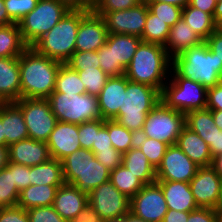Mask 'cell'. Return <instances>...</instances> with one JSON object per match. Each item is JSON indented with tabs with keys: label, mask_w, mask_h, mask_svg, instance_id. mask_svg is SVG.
Here are the masks:
<instances>
[{
	"label": "cell",
	"mask_w": 222,
	"mask_h": 222,
	"mask_svg": "<svg viewBox=\"0 0 222 222\" xmlns=\"http://www.w3.org/2000/svg\"><path fill=\"white\" fill-rule=\"evenodd\" d=\"M62 64L28 46L19 56L21 99H47L54 91L56 76Z\"/></svg>",
	"instance_id": "6da1fadb"
},
{
	"label": "cell",
	"mask_w": 222,
	"mask_h": 222,
	"mask_svg": "<svg viewBox=\"0 0 222 222\" xmlns=\"http://www.w3.org/2000/svg\"><path fill=\"white\" fill-rule=\"evenodd\" d=\"M172 58L165 47L159 44L141 42L125 70L131 82L145 84L162 91L170 77Z\"/></svg>",
	"instance_id": "7a4b0ae2"
},
{
	"label": "cell",
	"mask_w": 222,
	"mask_h": 222,
	"mask_svg": "<svg viewBox=\"0 0 222 222\" xmlns=\"http://www.w3.org/2000/svg\"><path fill=\"white\" fill-rule=\"evenodd\" d=\"M172 69L179 76L201 83L207 89L222 81V63L205 42L174 56Z\"/></svg>",
	"instance_id": "3957f363"
},
{
	"label": "cell",
	"mask_w": 222,
	"mask_h": 222,
	"mask_svg": "<svg viewBox=\"0 0 222 222\" xmlns=\"http://www.w3.org/2000/svg\"><path fill=\"white\" fill-rule=\"evenodd\" d=\"M160 101V91L158 89L145 84L131 82L127 79L122 106L113 120L139 135L146 122L147 115Z\"/></svg>",
	"instance_id": "277c9868"
},
{
	"label": "cell",
	"mask_w": 222,
	"mask_h": 222,
	"mask_svg": "<svg viewBox=\"0 0 222 222\" xmlns=\"http://www.w3.org/2000/svg\"><path fill=\"white\" fill-rule=\"evenodd\" d=\"M88 12L70 10L31 47L38 53L65 64L75 52L76 35L80 21Z\"/></svg>",
	"instance_id": "5b68a950"
},
{
	"label": "cell",
	"mask_w": 222,
	"mask_h": 222,
	"mask_svg": "<svg viewBox=\"0 0 222 222\" xmlns=\"http://www.w3.org/2000/svg\"><path fill=\"white\" fill-rule=\"evenodd\" d=\"M61 162L65 183L87 194L110 180V171L94 157L91 150L80 148Z\"/></svg>",
	"instance_id": "8992f818"
},
{
	"label": "cell",
	"mask_w": 222,
	"mask_h": 222,
	"mask_svg": "<svg viewBox=\"0 0 222 222\" xmlns=\"http://www.w3.org/2000/svg\"><path fill=\"white\" fill-rule=\"evenodd\" d=\"M161 102L181 113L206 109L207 88L201 83L179 76L172 68L170 78L160 92Z\"/></svg>",
	"instance_id": "52a82bcc"
},
{
	"label": "cell",
	"mask_w": 222,
	"mask_h": 222,
	"mask_svg": "<svg viewBox=\"0 0 222 222\" xmlns=\"http://www.w3.org/2000/svg\"><path fill=\"white\" fill-rule=\"evenodd\" d=\"M47 99L57 121L82 124L101 118L96 96L53 91Z\"/></svg>",
	"instance_id": "ba28073f"
},
{
	"label": "cell",
	"mask_w": 222,
	"mask_h": 222,
	"mask_svg": "<svg viewBox=\"0 0 222 222\" xmlns=\"http://www.w3.org/2000/svg\"><path fill=\"white\" fill-rule=\"evenodd\" d=\"M69 11L70 9L58 0H38L36 8L18 22L24 43L32 46Z\"/></svg>",
	"instance_id": "9c48e42d"
},
{
	"label": "cell",
	"mask_w": 222,
	"mask_h": 222,
	"mask_svg": "<svg viewBox=\"0 0 222 222\" xmlns=\"http://www.w3.org/2000/svg\"><path fill=\"white\" fill-rule=\"evenodd\" d=\"M185 127V114L166 107L161 101L147 115L141 136L176 144L177 138Z\"/></svg>",
	"instance_id": "30bf717a"
},
{
	"label": "cell",
	"mask_w": 222,
	"mask_h": 222,
	"mask_svg": "<svg viewBox=\"0 0 222 222\" xmlns=\"http://www.w3.org/2000/svg\"><path fill=\"white\" fill-rule=\"evenodd\" d=\"M15 103L22 110L29 138L46 142L57 123L48 99L22 98Z\"/></svg>",
	"instance_id": "8fae6325"
},
{
	"label": "cell",
	"mask_w": 222,
	"mask_h": 222,
	"mask_svg": "<svg viewBox=\"0 0 222 222\" xmlns=\"http://www.w3.org/2000/svg\"><path fill=\"white\" fill-rule=\"evenodd\" d=\"M88 204L103 220L120 218L130 212V199L121 193L110 180L88 193Z\"/></svg>",
	"instance_id": "7c38bea8"
},
{
	"label": "cell",
	"mask_w": 222,
	"mask_h": 222,
	"mask_svg": "<svg viewBox=\"0 0 222 222\" xmlns=\"http://www.w3.org/2000/svg\"><path fill=\"white\" fill-rule=\"evenodd\" d=\"M130 212L147 222H162L168 206L161 187L156 182L145 185L130 199Z\"/></svg>",
	"instance_id": "4fadbf2b"
},
{
	"label": "cell",
	"mask_w": 222,
	"mask_h": 222,
	"mask_svg": "<svg viewBox=\"0 0 222 222\" xmlns=\"http://www.w3.org/2000/svg\"><path fill=\"white\" fill-rule=\"evenodd\" d=\"M145 0L125 10L102 12L108 34H129L141 38L148 14Z\"/></svg>",
	"instance_id": "5bb4252c"
},
{
	"label": "cell",
	"mask_w": 222,
	"mask_h": 222,
	"mask_svg": "<svg viewBox=\"0 0 222 222\" xmlns=\"http://www.w3.org/2000/svg\"><path fill=\"white\" fill-rule=\"evenodd\" d=\"M199 166L176 144L169 145L161 164L156 169V181H179L189 183Z\"/></svg>",
	"instance_id": "9a60e30c"
},
{
	"label": "cell",
	"mask_w": 222,
	"mask_h": 222,
	"mask_svg": "<svg viewBox=\"0 0 222 222\" xmlns=\"http://www.w3.org/2000/svg\"><path fill=\"white\" fill-rule=\"evenodd\" d=\"M190 189L198 207L216 209L222 192V178L211 167H199Z\"/></svg>",
	"instance_id": "2e32d148"
},
{
	"label": "cell",
	"mask_w": 222,
	"mask_h": 222,
	"mask_svg": "<svg viewBox=\"0 0 222 222\" xmlns=\"http://www.w3.org/2000/svg\"><path fill=\"white\" fill-rule=\"evenodd\" d=\"M108 31L102 16L93 10L80 21L76 35L75 51H98L105 45Z\"/></svg>",
	"instance_id": "e0dca14e"
},
{
	"label": "cell",
	"mask_w": 222,
	"mask_h": 222,
	"mask_svg": "<svg viewBox=\"0 0 222 222\" xmlns=\"http://www.w3.org/2000/svg\"><path fill=\"white\" fill-rule=\"evenodd\" d=\"M46 143L51 158L61 161L81 148L78 139V124L57 121Z\"/></svg>",
	"instance_id": "ac0fdd59"
},
{
	"label": "cell",
	"mask_w": 222,
	"mask_h": 222,
	"mask_svg": "<svg viewBox=\"0 0 222 222\" xmlns=\"http://www.w3.org/2000/svg\"><path fill=\"white\" fill-rule=\"evenodd\" d=\"M127 77L112 76L97 96L99 111L103 120H113L122 106L123 92L126 91Z\"/></svg>",
	"instance_id": "d6986e66"
},
{
	"label": "cell",
	"mask_w": 222,
	"mask_h": 222,
	"mask_svg": "<svg viewBox=\"0 0 222 222\" xmlns=\"http://www.w3.org/2000/svg\"><path fill=\"white\" fill-rule=\"evenodd\" d=\"M50 158L48 145L44 141L28 138L9 146V162L32 167L42 164Z\"/></svg>",
	"instance_id": "ffe728a7"
},
{
	"label": "cell",
	"mask_w": 222,
	"mask_h": 222,
	"mask_svg": "<svg viewBox=\"0 0 222 222\" xmlns=\"http://www.w3.org/2000/svg\"><path fill=\"white\" fill-rule=\"evenodd\" d=\"M88 204V194L71 184L58 187L53 208L67 222L78 215Z\"/></svg>",
	"instance_id": "44dd1931"
},
{
	"label": "cell",
	"mask_w": 222,
	"mask_h": 222,
	"mask_svg": "<svg viewBox=\"0 0 222 222\" xmlns=\"http://www.w3.org/2000/svg\"><path fill=\"white\" fill-rule=\"evenodd\" d=\"M5 146L29 138L21 108L15 102H4L0 107Z\"/></svg>",
	"instance_id": "7402d4cb"
},
{
	"label": "cell",
	"mask_w": 222,
	"mask_h": 222,
	"mask_svg": "<svg viewBox=\"0 0 222 222\" xmlns=\"http://www.w3.org/2000/svg\"><path fill=\"white\" fill-rule=\"evenodd\" d=\"M0 98L3 102L21 99L19 57H0Z\"/></svg>",
	"instance_id": "603a6c76"
},
{
	"label": "cell",
	"mask_w": 222,
	"mask_h": 222,
	"mask_svg": "<svg viewBox=\"0 0 222 222\" xmlns=\"http://www.w3.org/2000/svg\"><path fill=\"white\" fill-rule=\"evenodd\" d=\"M161 187L168 209L191 212L199 208L190 189V183L179 181H156Z\"/></svg>",
	"instance_id": "cb8c5ba5"
},
{
	"label": "cell",
	"mask_w": 222,
	"mask_h": 222,
	"mask_svg": "<svg viewBox=\"0 0 222 222\" xmlns=\"http://www.w3.org/2000/svg\"><path fill=\"white\" fill-rule=\"evenodd\" d=\"M176 145L199 167L211 166L213 158L209 145L188 127L182 129Z\"/></svg>",
	"instance_id": "d4e9b609"
},
{
	"label": "cell",
	"mask_w": 222,
	"mask_h": 222,
	"mask_svg": "<svg viewBox=\"0 0 222 222\" xmlns=\"http://www.w3.org/2000/svg\"><path fill=\"white\" fill-rule=\"evenodd\" d=\"M204 40L197 35L192 28L181 17L169 31L168 40L165 44V50L173 58L182 51L202 44Z\"/></svg>",
	"instance_id": "484cf974"
},
{
	"label": "cell",
	"mask_w": 222,
	"mask_h": 222,
	"mask_svg": "<svg viewBox=\"0 0 222 222\" xmlns=\"http://www.w3.org/2000/svg\"><path fill=\"white\" fill-rule=\"evenodd\" d=\"M106 42L113 47L114 66L125 71L142 39L129 34H108Z\"/></svg>",
	"instance_id": "4316f807"
},
{
	"label": "cell",
	"mask_w": 222,
	"mask_h": 222,
	"mask_svg": "<svg viewBox=\"0 0 222 222\" xmlns=\"http://www.w3.org/2000/svg\"><path fill=\"white\" fill-rule=\"evenodd\" d=\"M122 165L137 176L145 185L156 182V169L138 146L123 154Z\"/></svg>",
	"instance_id": "83f0119b"
},
{
	"label": "cell",
	"mask_w": 222,
	"mask_h": 222,
	"mask_svg": "<svg viewBox=\"0 0 222 222\" xmlns=\"http://www.w3.org/2000/svg\"><path fill=\"white\" fill-rule=\"evenodd\" d=\"M185 126L197 133L208 145L213 142L217 130L209 109L194 110L185 114Z\"/></svg>",
	"instance_id": "f1b7e54d"
},
{
	"label": "cell",
	"mask_w": 222,
	"mask_h": 222,
	"mask_svg": "<svg viewBox=\"0 0 222 222\" xmlns=\"http://www.w3.org/2000/svg\"><path fill=\"white\" fill-rule=\"evenodd\" d=\"M31 185H51L60 187L65 184L62 162L50 158L48 161L31 167Z\"/></svg>",
	"instance_id": "f546056e"
},
{
	"label": "cell",
	"mask_w": 222,
	"mask_h": 222,
	"mask_svg": "<svg viewBox=\"0 0 222 222\" xmlns=\"http://www.w3.org/2000/svg\"><path fill=\"white\" fill-rule=\"evenodd\" d=\"M58 187L30 185L20 191L18 206L28 210L33 207L52 206Z\"/></svg>",
	"instance_id": "4dcf8cb0"
},
{
	"label": "cell",
	"mask_w": 222,
	"mask_h": 222,
	"mask_svg": "<svg viewBox=\"0 0 222 222\" xmlns=\"http://www.w3.org/2000/svg\"><path fill=\"white\" fill-rule=\"evenodd\" d=\"M182 18L204 41L218 28L211 14L190 4L182 9Z\"/></svg>",
	"instance_id": "1f68e13d"
},
{
	"label": "cell",
	"mask_w": 222,
	"mask_h": 222,
	"mask_svg": "<svg viewBox=\"0 0 222 222\" xmlns=\"http://www.w3.org/2000/svg\"><path fill=\"white\" fill-rule=\"evenodd\" d=\"M28 46L24 43L18 23L0 26V57H19Z\"/></svg>",
	"instance_id": "d6a6232c"
},
{
	"label": "cell",
	"mask_w": 222,
	"mask_h": 222,
	"mask_svg": "<svg viewBox=\"0 0 222 222\" xmlns=\"http://www.w3.org/2000/svg\"><path fill=\"white\" fill-rule=\"evenodd\" d=\"M112 184L129 199L137 194L145 184L122 164L110 172Z\"/></svg>",
	"instance_id": "836d02e7"
},
{
	"label": "cell",
	"mask_w": 222,
	"mask_h": 222,
	"mask_svg": "<svg viewBox=\"0 0 222 222\" xmlns=\"http://www.w3.org/2000/svg\"><path fill=\"white\" fill-rule=\"evenodd\" d=\"M54 91L70 94H86L85 85L82 83L78 72L72 70L67 64H62L59 68Z\"/></svg>",
	"instance_id": "e575fe53"
},
{
	"label": "cell",
	"mask_w": 222,
	"mask_h": 222,
	"mask_svg": "<svg viewBox=\"0 0 222 222\" xmlns=\"http://www.w3.org/2000/svg\"><path fill=\"white\" fill-rule=\"evenodd\" d=\"M113 147L124 154L136 145L137 135L114 120H104Z\"/></svg>",
	"instance_id": "d590c367"
},
{
	"label": "cell",
	"mask_w": 222,
	"mask_h": 222,
	"mask_svg": "<svg viewBox=\"0 0 222 222\" xmlns=\"http://www.w3.org/2000/svg\"><path fill=\"white\" fill-rule=\"evenodd\" d=\"M20 191L16 188L13 179V162L0 169V205L2 207L16 206Z\"/></svg>",
	"instance_id": "8d00e7d4"
},
{
	"label": "cell",
	"mask_w": 222,
	"mask_h": 222,
	"mask_svg": "<svg viewBox=\"0 0 222 222\" xmlns=\"http://www.w3.org/2000/svg\"><path fill=\"white\" fill-rule=\"evenodd\" d=\"M170 28L171 27L168 24L158 19L157 16L153 15L148 10L141 39L143 42L165 46L168 40Z\"/></svg>",
	"instance_id": "74e56055"
},
{
	"label": "cell",
	"mask_w": 222,
	"mask_h": 222,
	"mask_svg": "<svg viewBox=\"0 0 222 222\" xmlns=\"http://www.w3.org/2000/svg\"><path fill=\"white\" fill-rule=\"evenodd\" d=\"M136 146L140 148L155 169L161 164L163 156L169 147V145L163 141L144 137L140 134L137 135Z\"/></svg>",
	"instance_id": "f35d334b"
},
{
	"label": "cell",
	"mask_w": 222,
	"mask_h": 222,
	"mask_svg": "<svg viewBox=\"0 0 222 222\" xmlns=\"http://www.w3.org/2000/svg\"><path fill=\"white\" fill-rule=\"evenodd\" d=\"M78 75L85 85L86 93L92 96H98L105 86L109 76L101 68H90L78 71Z\"/></svg>",
	"instance_id": "ab89813d"
},
{
	"label": "cell",
	"mask_w": 222,
	"mask_h": 222,
	"mask_svg": "<svg viewBox=\"0 0 222 222\" xmlns=\"http://www.w3.org/2000/svg\"><path fill=\"white\" fill-rule=\"evenodd\" d=\"M149 11L161 21L172 27L181 17L182 8L166 2H146Z\"/></svg>",
	"instance_id": "60d3db41"
},
{
	"label": "cell",
	"mask_w": 222,
	"mask_h": 222,
	"mask_svg": "<svg viewBox=\"0 0 222 222\" xmlns=\"http://www.w3.org/2000/svg\"><path fill=\"white\" fill-rule=\"evenodd\" d=\"M65 64L77 72L93 67L100 68L97 51H75Z\"/></svg>",
	"instance_id": "b9f144b4"
},
{
	"label": "cell",
	"mask_w": 222,
	"mask_h": 222,
	"mask_svg": "<svg viewBox=\"0 0 222 222\" xmlns=\"http://www.w3.org/2000/svg\"><path fill=\"white\" fill-rule=\"evenodd\" d=\"M103 126L104 120L102 118L78 124V139L81 148L91 150L96 139V133H98Z\"/></svg>",
	"instance_id": "7bdbcfd3"
},
{
	"label": "cell",
	"mask_w": 222,
	"mask_h": 222,
	"mask_svg": "<svg viewBox=\"0 0 222 222\" xmlns=\"http://www.w3.org/2000/svg\"><path fill=\"white\" fill-rule=\"evenodd\" d=\"M38 0H4L9 18L18 23L24 16L36 8Z\"/></svg>",
	"instance_id": "ee69618b"
},
{
	"label": "cell",
	"mask_w": 222,
	"mask_h": 222,
	"mask_svg": "<svg viewBox=\"0 0 222 222\" xmlns=\"http://www.w3.org/2000/svg\"><path fill=\"white\" fill-rule=\"evenodd\" d=\"M100 68L109 76H122L125 71L120 66H114L113 47L107 42L97 51Z\"/></svg>",
	"instance_id": "f6af8a7d"
},
{
	"label": "cell",
	"mask_w": 222,
	"mask_h": 222,
	"mask_svg": "<svg viewBox=\"0 0 222 222\" xmlns=\"http://www.w3.org/2000/svg\"><path fill=\"white\" fill-rule=\"evenodd\" d=\"M143 0H96L93 11L100 15L102 12L120 11L133 8Z\"/></svg>",
	"instance_id": "bcb514c9"
},
{
	"label": "cell",
	"mask_w": 222,
	"mask_h": 222,
	"mask_svg": "<svg viewBox=\"0 0 222 222\" xmlns=\"http://www.w3.org/2000/svg\"><path fill=\"white\" fill-rule=\"evenodd\" d=\"M30 222H67L53 206L33 207L27 210Z\"/></svg>",
	"instance_id": "7dc6e473"
},
{
	"label": "cell",
	"mask_w": 222,
	"mask_h": 222,
	"mask_svg": "<svg viewBox=\"0 0 222 222\" xmlns=\"http://www.w3.org/2000/svg\"><path fill=\"white\" fill-rule=\"evenodd\" d=\"M94 157L111 172L122 164L123 154L114 147L110 151H92Z\"/></svg>",
	"instance_id": "c3c4849f"
},
{
	"label": "cell",
	"mask_w": 222,
	"mask_h": 222,
	"mask_svg": "<svg viewBox=\"0 0 222 222\" xmlns=\"http://www.w3.org/2000/svg\"><path fill=\"white\" fill-rule=\"evenodd\" d=\"M0 222H30V220L27 210L16 205L2 208Z\"/></svg>",
	"instance_id": "681fc988"
},
{
	"label": "cell",
	"mask_w": 222,
	"mask_h": 222,
	"mask_svg": "<svg viewBox=\"0 0 222 222\" xmlns=\"http://www.w3.org/2000/svg\"><path fill=\"white\" fill-rule=\"evenodd\" d=\"M13 179L19 191L27 188L31 185V167L13 163Z\"/></svg>",
	"instance_id": "f907efd6"
},
{
	"label": "cell",
	"mask_w": 222,
	"mask_h": 222,
	"mask_svg": "<svg viewBox=\"0 0 222 222\" xmlns=\"http://www.w3.org/2000/svg\"><path fill=\"white\" fill-rule=\"evenodd\" d=\"M215 209L197 208L189 213L187 222H219Z\"/></svg>",
	"instance_id": "816d5d0a"
},
{
	"label": "cell",
	"mask_w": 222,
	"mask_h": 222,
	"mask_svg": "<svg viewBox=\"0 0 222 222\" xmlns=\"http://www.w3.org/2000/svg\"><path fill=\"white\" fill-rule=\"evenodd\" d=\"M206 109L222 110V81L207 89Z\"/></svg>",
	"instance_id": "f5cc1de1"
},
{
	"label": "cell",
	"mask_w": 222,
	"mask_h": 222,
	"mask_svg": "<svg viewBox=\"0 0 222 222\" xmlns=\"http://www.w3.org/2000/svg\"><path fill=\"white\" fill-rule=\"evenodd\" d=\"M113 148V144L111 142L108 129L103 126L98 133H96L95 142L92 145L91 151H110Z\"/></svg>",
	"instance_id": "db71d44e"
},
{
	"label": "cell",
	"mask_w": 222,
	"mask_h": 222,
	"mask_svg": "<svg viewBox=\"0 0 222 222\" xmlns=\"http://www.w3.org/2000/svg\"><path fill=\"white\" fill-rule=\"evenodd\" d=\"M204 42L216 55L218 62L222 63V31L217 28Z\"/></svg>",
	"instance_id": "11a10c76"
},
{
	"label": "cell",
	"mask_w": 222,
	"mask_h": 222,
	"mask_svg": "<svg viewBox=\"0 0 222 222\" xmlns=\"http://www.w3.org/2000/svg\"><path fill=\"white\" fill-rule=\"evenodd\" d=\"M68 222H103V219L92 206L87 204L76 217Z\"/></svg>",
	"instance_id": "9f6ffc18"
},
{
	"label": "cell",
	"mask_w": 222,
	"mask_h": 222,
	"mask_svg": "<svg viewBox=\"0 0 222 222\" xmlns=\"http://www.w3.org/2000/svg\"><path fill=\"white\" fill-rule=\"evenodd\" d=\"M70 10L92 11L94 3L91 0H58Z\"/></svg>",
	"instance_id": "6f0895ef"
},
{
	"label": "cell",
	"mask_w": 222,
	"mask_h": 222,
	"mask_svg": "<svg viewBox=\"0 0 222 222\" xmlns=\"http://www.w3.org/2000/svg\"><path fill=\"white\" fill-rule=\"evenodd\" d=\"M189 4L213 16L217 0H190Z\"/></svg>",
	"instance_id": "680465c9"
},
{
	"label": "cell",
	"mask_w": 222,
	"mask_h": 222,
	"mask_svg": "<svg viewBox=\"0 0 222 222\" xmlns=\"http://www.w3.org/2000/svg\"><path fill=\"white\" fill-rule=\"evenodd\" d=\"M189 213L190 212L168 209V212L164 215L162 222H187Z\"/></svg>",
	"instance_id": "91938a15"
},
{
	"label": "cell",
	"mask_w": 222,
	"mask_h": 222,
	"mask_svg": "<svg viewBox=\"0 0 222 222\" xmlns=\"http://www.w3.org/2000/svg\"><path fill=\"white\" fill-rule=\"evenodd\" d=\"M212 158L222 154V130H217L213 142L209 145Z\"/></svg>",
	"instance_id": "94428289"
},
{
	"label": "cell",
	"mask_w": 222,
	"mask_h": 222,
	"mask_svg": "<svg viewBox=\"0 0 222 222\" xmlns=\"http://www.w3.org/2000/svg\"><path fill=\"white\" fill-rule=\"evenodd\" d=\"M14 23L8 16L4 0H0V26Z\"/></svg>",
	"instance_id": "6125c7cd"
},
{
	"label": "cell",
	"mask_w": 222,
	"mask_h": 222,
	"mask_svg": "<svg viewBox=\"0 0 222 222\" xmlns=\"http://www.w3.org/2000/svg\"><path fill=\"white\" fill-rule=\"evenodd\" d=\"M9 164V147L0 146V169L5 168Z\"/></svg>",
	"instance_id": "be15d7a7"
},
{
	"label": "cell",
	"mask_w": 222,
	"mask_h": 222,
	"mask_svg": "<svg viewBox=\"0 0 222 222\" xmlns=\"http://www.w3.org/2000/svg\"><path fill=\"white\" fill-rule=\"evenodd\" d=\"M145 1L146 2H161V3L166 2L168 4L181 7L182 9L190 3V0H145Z\"/></svg>",
	"instance_id": "e7e4bbea"
},
{
	"label": "cell",
	"mask_w": 222,
	"mask_h": 222,
	"mask_svg": "<svg viewBox=\"0 0 222 222\" xmlns=\"http://www.w3.org/2000/svg\"><path fill=\"white\" fill-rule=\"evenodd\" d=\"M213 19L215 20V23L217 26H219L222 23V0L217 1L215 10L213 13Z\"/></svg>",
	"instance_id": "03108f58"
},
{
	"label": "cell",
	"mask_w": 222,
	"mask_h": 222,
	"mask_svg": "<svg viewBox=\"0 0 222 222\" xmlns=\"http://www.w3.org/2000/svg\"><path fill=\"white\" fill-rule=\"evenodd\" d=\"M211 167L222 178V154L213 158Z\"/></svg>",
	"instance_id": "003e7915"
},
{
	"label": "cell",
	"mask_w": 222,
	"mask_h": 222,
	"mask_svg": "<svg viewBox=\"0 0 222 222\" xmlns=\"http://www.w3.org/2000/svg\"><path fill=\"white\" fill-rule=\"evenodd\" d=\"M215 125L222 130V110H211Z\"/></svg>",
	"instance_id": "a7ac6f4b"
},
{
	"label": "cell",
	"mask_w": 222,
	"mask_h": 222,
	"mask_svg": "<svg viewBox=\"0 0 222 222\" xmlns=\"http://www.w3.org/2000/svg\"><path fill=\"white\" fill-rule=\"evenodd\" d=\"M123 222H147L142 220L141 218H138L134 216L131 212L123 216Z\"/></svg>",
	"instance_id": "89a4df30"
},
{
	"label": "cell",
	"mask_w": 222,
	"mask_h": 222,
	"mask_svg": "<svg viewBox=\"0 0 222 222\" xmlns=\"http://www.w3.org/2000/svg\"><path fill=\"white\" fill-rule=\"evenodd\" d=\"M215 210H216V213L219 216V219L222 220V192H221V195H220L219 203H218Z\"/></svg>",
	"instance_id": "2644e50d"
},
{
	"label": "cell",
	"mask_w": 222,
	"mask_h": 222,
	"mask_svg": "<svg viewBox=\"0 0 222 222\" xmlns=\"http://www.w3.org/2000/svg\"><path fill=\"white\" fill-rule=\"evenodd\" d=\"M0 146H5V135H3V124L0 119Z\"/></svg>",
	"instance_id": "8c879c8a"
},
{
	"label": "cell",
	"mask_w": 222,
	"mask_h": 222,
	"mask_svg": "<svg viewBox=\"0 0 222 222\" xmlns=\"http://www.w3.org/2000/svg\"><path fill=\"white\" fill-rule=\"evenodd\" d=\"M103 222H123V217L103 220Z\"/></svg>",
	"instance_id": "753ad0ef"
},
{
	"label": "cell",
	"mask_w": 222,
	"mask_h": 222,
	"mask_svg": "<svg viewBox=\"0 0 222 222\" xmlns=\"http://www.w3.org/2000/svg\"><path fill=\"white\" fill-rule=\"evenodd\" d=\"M218 29L222 31V23L218 26Z\"/></svg>",
	"instance_id": "34e18365"
},
{
	"label": "cell",
	"mask_w": 222,
	"mask_h": 222,
	"mask_svg": "<svg viewBox=\"0 0 222 222\" xmlns=\"http://www.w3.org/2000/svg\"><path fill=\"white\" fill-rule=\"evenodd\" d=\"M3 101H2V99L0 98V107L3 105Z\"/></svg>",
	"instance_id": "11e5206c"
}]
</instances>
